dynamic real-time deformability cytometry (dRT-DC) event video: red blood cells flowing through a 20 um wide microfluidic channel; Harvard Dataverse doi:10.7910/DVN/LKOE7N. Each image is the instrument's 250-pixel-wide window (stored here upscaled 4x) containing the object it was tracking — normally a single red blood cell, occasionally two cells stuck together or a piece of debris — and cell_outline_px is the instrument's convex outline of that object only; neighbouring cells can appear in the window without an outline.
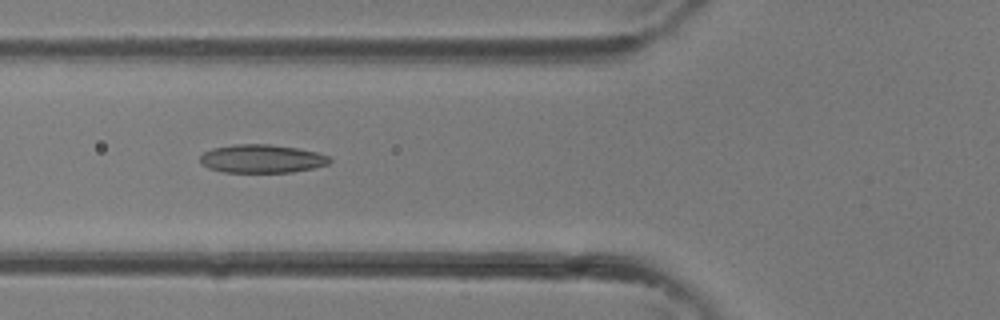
{"species": "common noctule bat (a hibernating species)", "species_latin": "Nyctalus noctula", "temperature_condition": "room temperature", "stored_images_in_passage": 36, "camera_frame_rate_fps": 3000, "um_per_image_px": 0.085, "animal": {"sex": "female"}, "frame": {"image": 1, "passage_image": 14, "time_ms": 4.333, "image_size_px": [1000, 320], "cell_outline_px": [[332, 160], [328, 164], [312, 168], [292, 172], [224, 172], [208, 168], [200, 164], [200, 156], [204, 152], [212, 148], [236, 144], [268, 144], [296, 148], [316, 152], [328, 156]], "centroid_in_image_um": [22.22, 13.49], "position_along_channel_um": 103.6, "area_um2": 21.33}}
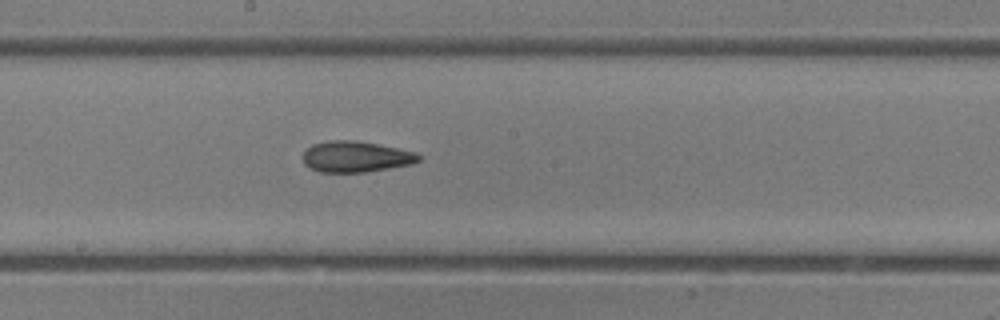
{"frame": {"image": 2, "passage_image": 20, "time_ms": 6.333, "image_size_px": [1000, 320], "cell_outline_px": [[420, 160], [412, 164], [364, 172], [320, 172], [304, 164], [304, 152], [312, 144], [328, 140], [356, 140], [416, 152], [420, 156]], "centroid_in_image_um": [30.24, 13.31], "position_along_channel_um": 218.0, "area_um2": 20.69}}
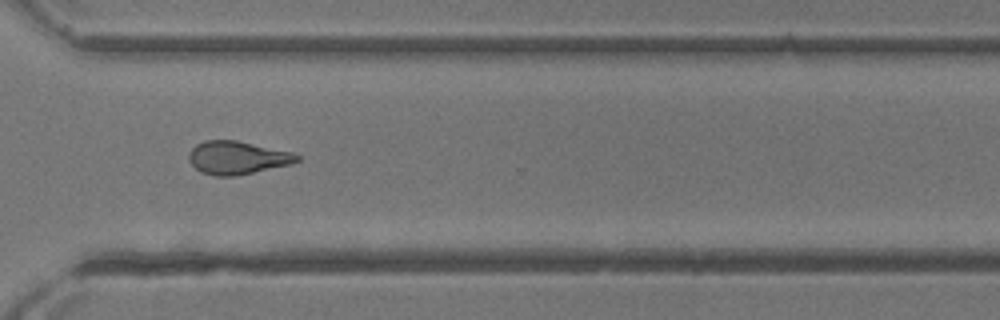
{"frame": {"image": 3, "passage_image": 27, "time_ms": 8.667, "image_size_px": [1000, 320], "cell_outline_px": [[300, 160], [292, 164], [236, 176], [212, 176], [200, 172], [188, 160], [188, 152], [196, 144], [204, 140], [236, 140], [292, 152], [300, 156]], "centroid_in_image_um": [20.15, 13.41], "position_along_channel_um": 350.4, "area_um2": 21.04}}